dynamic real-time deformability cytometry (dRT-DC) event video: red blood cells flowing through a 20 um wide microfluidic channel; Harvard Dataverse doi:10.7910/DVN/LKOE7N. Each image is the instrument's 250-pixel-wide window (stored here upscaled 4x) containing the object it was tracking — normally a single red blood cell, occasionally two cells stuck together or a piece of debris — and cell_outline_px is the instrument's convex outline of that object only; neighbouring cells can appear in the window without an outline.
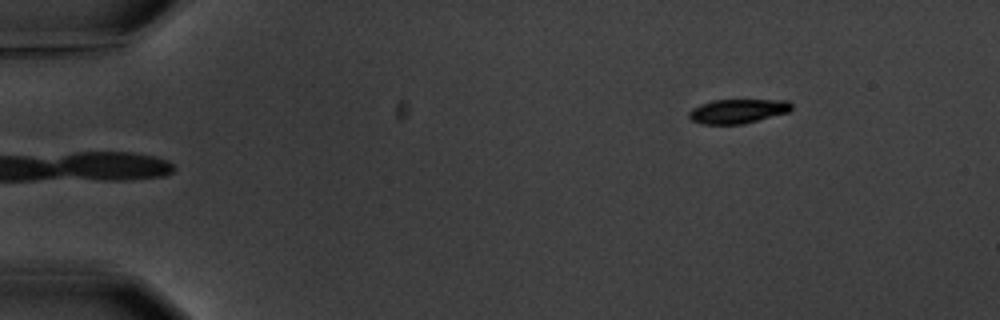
{"species": "common noctule bat (a hibernating species)", "species_latin": "Nyctalus noctula", "temperature_condition": "warm", "stored_images_in_passage": 6, "segment_of_instrument_passage": [2, 2], "camera_frame_rate_fps": 3000, "um_per_image_px": 0.085, "animal": {"sex": "male", "body_mass_g": 20.1, "forearm_length_mm": 53.5}, "frame": {"image": 1, "passage_image": 6, "time_ms": 5.667, "image_size_px": [1000, 320], "cell_outline_px": [[792, 108], [788, 112], [744, 124], [704, 124], [692, 120], [688, 116], [688, 112], [692, 108], [700, 104], [712, 100], [788, 100], [792, 104]], "centroid_in_image_um": [62.7, 9.44], "position_along_channel_um": 22.3, "area_um2": 14.51}}